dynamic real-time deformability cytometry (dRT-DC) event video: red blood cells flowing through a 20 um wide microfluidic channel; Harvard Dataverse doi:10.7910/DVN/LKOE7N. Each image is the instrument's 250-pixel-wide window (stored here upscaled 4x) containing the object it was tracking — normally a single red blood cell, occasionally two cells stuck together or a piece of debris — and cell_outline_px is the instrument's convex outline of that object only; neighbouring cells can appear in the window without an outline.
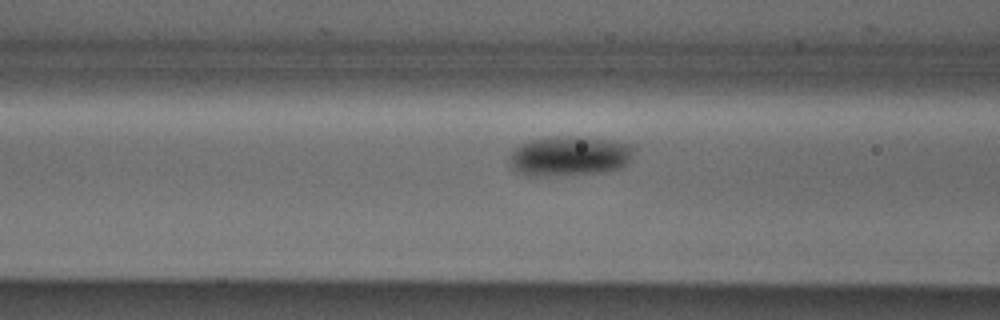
{"species": "Egyptian fruit bat (a non-hibernating species)", "species_latin": "Rousettus aegyptiacus", "temperature_condition": "cold", "stored_images_in_passage": 32, "camera_frame_rate_fps": 3000, "um_per_image_px": 0.085, "animal": {"sex": "male"}, "frame": {"image": 1, "passage_image": 9, "time_ms": 2.667, "image_size_px": [1000, 320], "cell_outline_px": [[632, 148], [628, 164], [624, 168], [604, 172], [536, 176], [532, 176], [520, 172], [512, 168], [508, 160], [508, 156], [520, 144], [528, 140], [548, 136], [580, 136], [608, 140], [632, 144]], "centroid_in_image_um": [48.38, 13.25], "position_along_channel_um": 118.2, "area_um2": 28.96}}
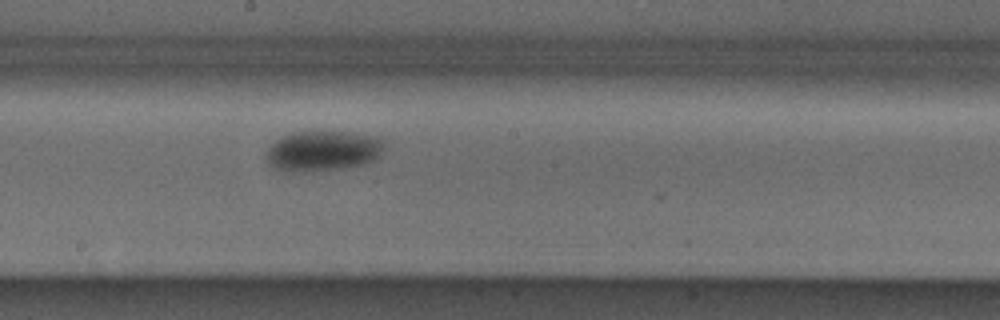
{"frame": {"image": 2, "passage_image": 17, "time_ms": 5.333, "image_size_px": [1000, 320], "cell_outline_px": [[384, 148], [380, 156], [376, 160], [364, 164], [344, 168], [312, 172], [292, 172], [272, 168], [264, 160], [264, 152], [276, 140], [292, 132], [348, 132], [384, 136]], "centroid_in_image_um": [27.46, 12.84], "position_along_channel_um": 220.7, "area_um2": 28.55}}
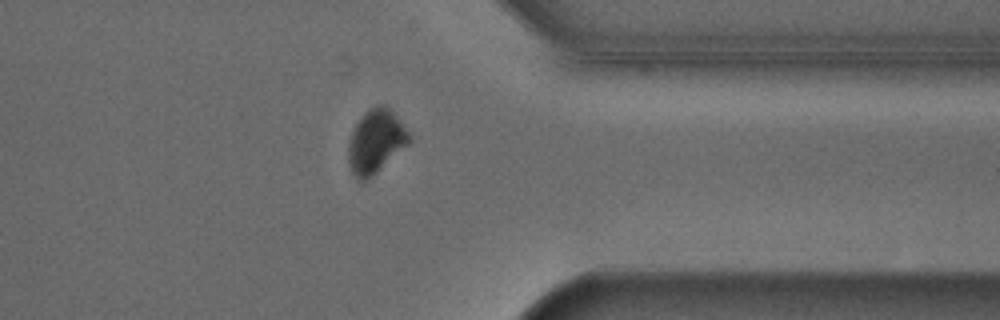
{"frame": {"image": 3, "passage_image": 30, "time_ms": 9.667, "image_size_px": [1000, 320], "cell_outline_px": [[412, 140], [408, 144], [364, 184], [356, 180], [352, 172], [348, 160], [348, 148], [352, 132], [356, 124], [364, 112], [368, 108], [376, 104], [384, 104], [392, 112], [412, 136]], "centroid_in_image_um": [31.93, 12.05], "position_along_channel_um": 379.5, "area_um2": 22.6}}